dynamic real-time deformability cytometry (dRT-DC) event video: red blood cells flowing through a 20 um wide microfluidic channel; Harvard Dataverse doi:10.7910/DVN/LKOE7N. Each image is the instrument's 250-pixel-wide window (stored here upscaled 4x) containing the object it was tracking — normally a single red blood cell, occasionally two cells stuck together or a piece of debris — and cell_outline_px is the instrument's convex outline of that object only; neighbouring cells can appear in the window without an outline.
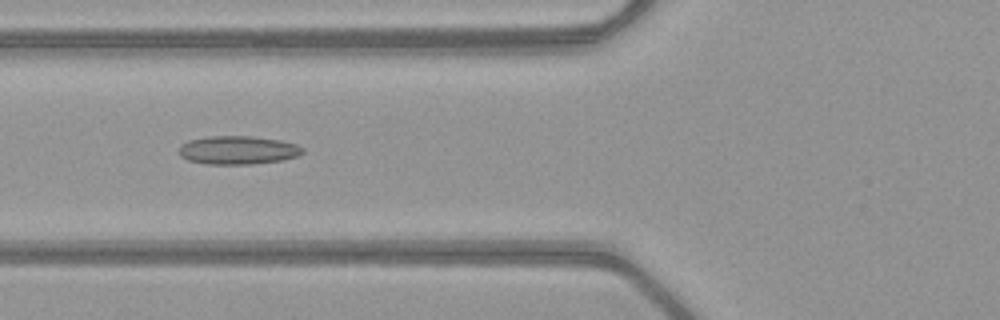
{"species": "common noctule bat (a hibernating species)", "species_latin": "Nyctalus noctula", "temperature_condition": "warm", "stored_images_in_passage": 51, "camera_frame_rate_fps": 3000, "um_per_image_px": 0.085, "animal": {"sex": "female", "body_mass_g": 21.9}, "frame": {"image": 1, "passage_image": 20, "time_ms": 6.333, "image_size_px": [1000, 320], "cell_outline_px": [[304, 152], [296, 156], [284, 160], [252, 164], [204, 164], [188, 160], [180, 156], [180, 144], [188, 140], [208, 136], [252, 136], [280, 140], [296, 144], [304, 148]], "centroid_in_image_um": [20.22, 12.76], "position_along_channel_um": 105.6, "area_um2": 20.63}}
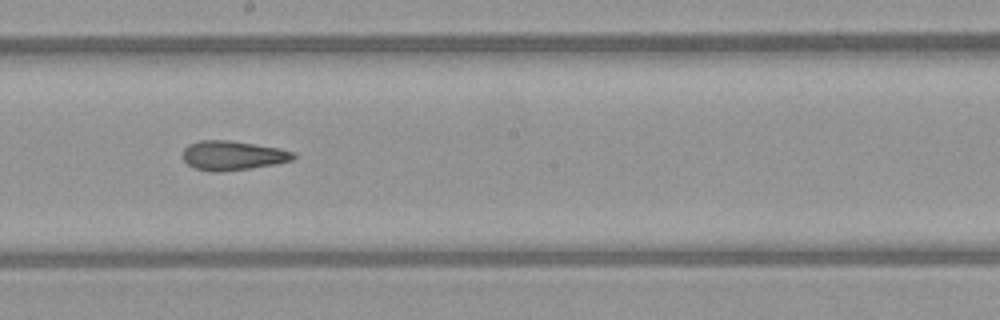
{"frame": {"image": 2, "passage_image": 29, "time_ms": 9.333, "image_size_px": [1000, 320], "cell_outline_px": [[296, 156], [292, 160], [276, 164], [252, 168], [220, 172], [208, 172], [196, 168], [188, 164], [184, 160], [184, 148], [188, 144], [200, 140], [228, 140], [256, 144], [280, 148], [296, 152]], "centroid_in_image_um": [19.81, 13.22], "position_along_channel_um": 228.4, "area_um2": 19.07}}
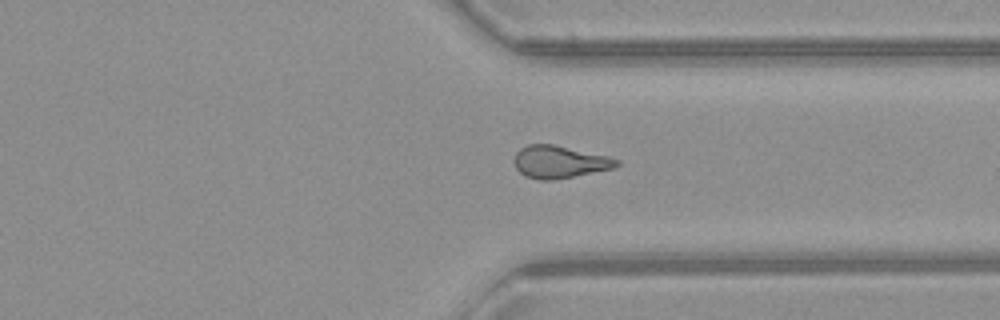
{"frame": {"image": 3, "passage_image": 39, "time_ms": 12.667, "image_size_px": [1000, 320], "cell_outline_px": [[620, 164], [612, 168], [552, 180], [540, 180], [524, 176], [516, 168], [516, 152], [520, 148], [528, 144], [552, 144], [608, 156], [620, 160]], "centroid_in_image_um": [47.55, 13.75], "position_along_channel_um": 363.9, "area_um2": 19.02}, "authors_computed_cell_mechanics": {"area_um2": 19.8832, "velocity_mm_per_s": 4.073, "shape_relaxation_time_tau1_ms": null, "shape_relaxation_time_tau2_ms": 3.8914, "deformation_change_tau1": null, "deformation_change_tau2": 0.137}}